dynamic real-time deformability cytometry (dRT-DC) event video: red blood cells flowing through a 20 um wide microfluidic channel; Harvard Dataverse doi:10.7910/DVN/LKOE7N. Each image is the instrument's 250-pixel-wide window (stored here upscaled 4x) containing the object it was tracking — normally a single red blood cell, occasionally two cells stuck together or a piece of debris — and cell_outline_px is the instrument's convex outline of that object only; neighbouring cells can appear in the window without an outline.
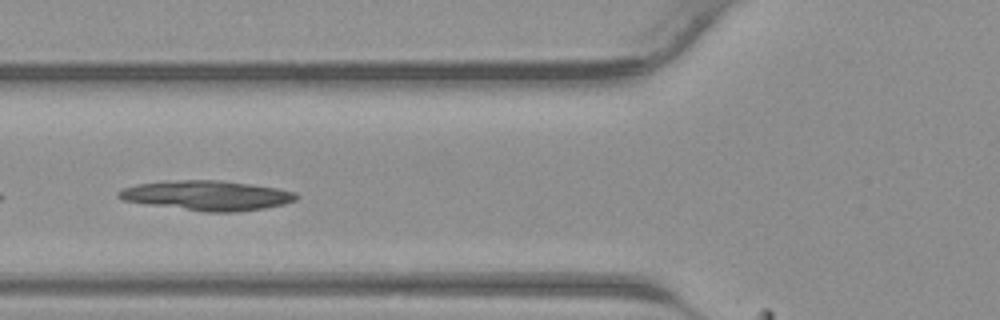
{"species": "common noctule bat (a hibernating species)", "species_latin": "Nyctalus noctula", "temperature_condition": "warm", "stored_images_in_passage": 29, "camera_frame_rate_fps": 3000, "um_per_image_px": 0.085, "animal": {"sex": "male", "body_mass_g": 23.1, "forearm_length_mm": 52.7}, "frame": {"image": 1, "passage_image": 4, "time_ms": 1.0, "image_size_px": [1000, 320], "cell_outline_px": [[300, 196], [296, 200], [284, 204], [264, 208], [236, 212], [204, 212], [148, 204], [124, 200], [116, 196], [116, 192], [124, 188], [136, 184], [164, 180], [220, 180], [252, 184], [276, 188], [296, 192]], "centroid_in_image_um": [17.6, 16.61], "position_along_channel_um": 108.2, "area_um2": 30.98}}
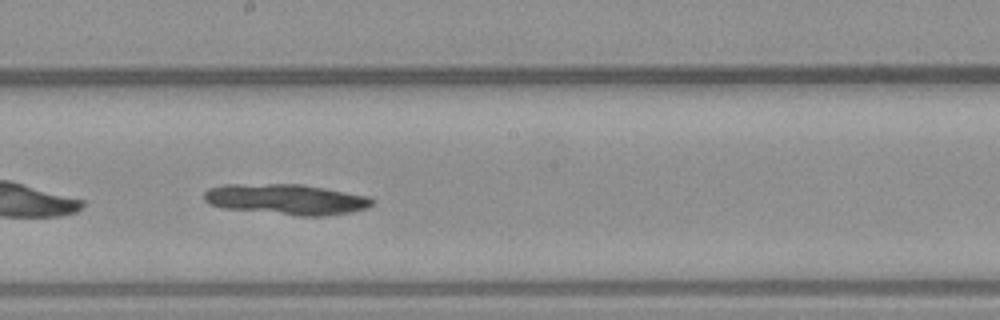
{"frame": {"image": 2, "passage_image": 11, "time_ms": 3.333, "image_size_px": [1000, 320], "cell_outline_px": [[372, 204], [368, 208], [352, 212], [324, 216], [296, 216], [224, 208], [208, 204], [204, 200], [204, 192], [208, 188], [224, 184], [304, 184], [368, 196], [372, 200]], "centroid_in_image_um": [24.31, 16.95], "position_along_channel_um": 223.9, "area_um2": 30.23}}
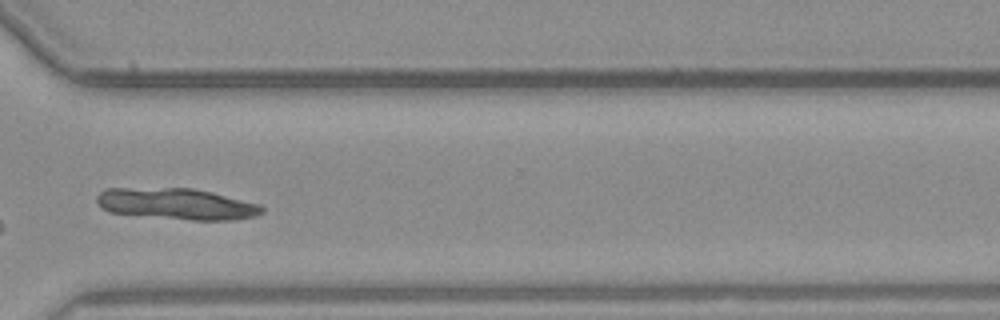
{"frame": {"image": 3, "passage_image": 19, "time_ms": 6.0, "image_size_px": [1000, 320], "cell_outline_px": [[264, 212], [256, 216], [236, 220], [192, 220], [108, 212], [100, 208], [96, 204], [96, 196], [104, 188], [192, 188], [212, 192], [260, 204], [264, 208]], "centroid_in_image_um": [15.0, 17.33], "position_along_channel_um": 355.6, "area_um2": 30.29}}